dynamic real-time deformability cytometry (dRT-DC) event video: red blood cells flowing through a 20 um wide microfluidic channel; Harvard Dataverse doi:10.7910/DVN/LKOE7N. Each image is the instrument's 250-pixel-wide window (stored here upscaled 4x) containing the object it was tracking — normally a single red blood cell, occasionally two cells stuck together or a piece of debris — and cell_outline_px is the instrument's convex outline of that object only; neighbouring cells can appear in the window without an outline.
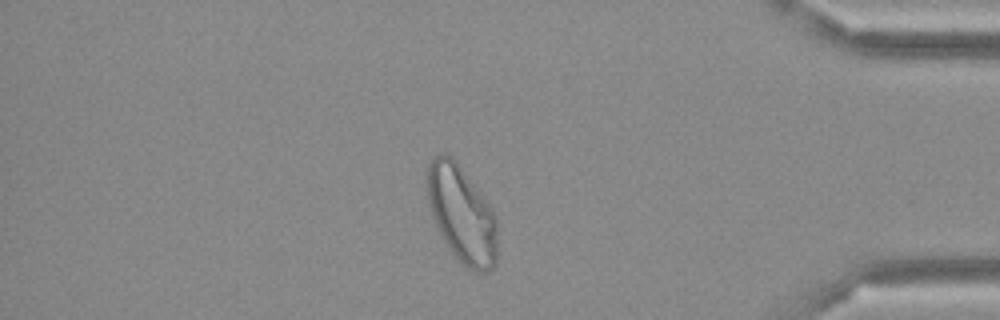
{"species": "Egyptian fruit bat (a non-hibernating species)", "species_latin": "Rousettus aegyptiacus", "temperature_condition": "cold", "stored_images_in_passage": 49, "camera_frame_rate_fps": 3000, "um_per_image_px": 0.085, "frame": {"image": 1, "passage_image": 42, "time_ms": 13.667, "image_size_px": [1000, 320], "cell_outline_px": [[496, 264], [488, 272], [472, 272], [456, 260], [448, 248], [428, 208], [424, 176], [428, 164], [440, 152], [456, 160], [488, 200], [496, 216]], "centroid_in_image_um": [39.22, 18.2], "position_along_channel_um": 396.0, "area_um2": 40.58}}